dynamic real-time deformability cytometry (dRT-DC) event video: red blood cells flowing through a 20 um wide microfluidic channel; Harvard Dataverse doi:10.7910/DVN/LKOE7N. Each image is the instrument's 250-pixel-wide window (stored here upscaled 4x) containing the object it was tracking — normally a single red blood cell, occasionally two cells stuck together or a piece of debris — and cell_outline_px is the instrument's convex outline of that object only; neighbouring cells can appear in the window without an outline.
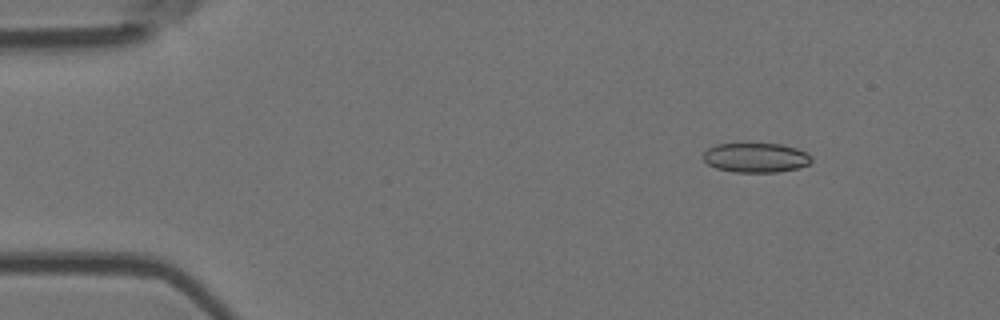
{"species": "Egyptian fruit bat (a non-hibernating species)", "species_latin": "Rousettus aegyptiacus", "temperature_condition": "room temperature", "stored_images_in_passage": 5, "camera_frame_rate_fps": 3000, "um_per_image_px": 0.085, "animal": {"sex": "female"}, "frame": {"image": 1, "passage_image": 1, "time_ms": 0.0, "image_size_px": [1000, 320], "cell_outline_px": [[812, 160], [808, 164], [800, 168], [776, 172], [732, 172], [716, 168], [708, 164], [700, 156], [708, 148], [716, 144], [744, 140], [784, 144], [808, 152], [812, 156]], "centroid_in_image_um": [64.22, 13.34], "position_along_channel_um": 20.8, "area_um2": 19.83}}
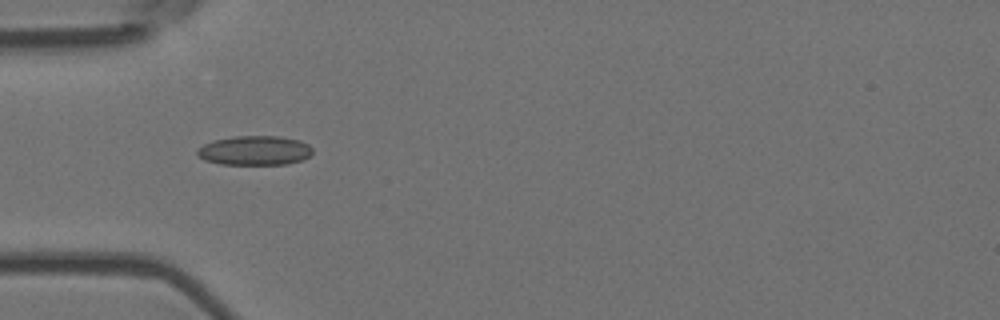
{"frame": {"image": 2, "passage_image": 4, "time_ms": 1.0, "image_size_px": [1000, 320], "cell_outline_px": [[312, 152], [308, 156], [300, 160], [284, 164], [220, 164], [204, 160], [196, 156], [196, 148], [212, 140], [232, 136], [280, 136], [300, 140], [308, 144], [312, 148]], "centroid_in_image_um": [21.58, 12.78], "position_along_channel_um": 63.4, "area_um2": 19.88}}
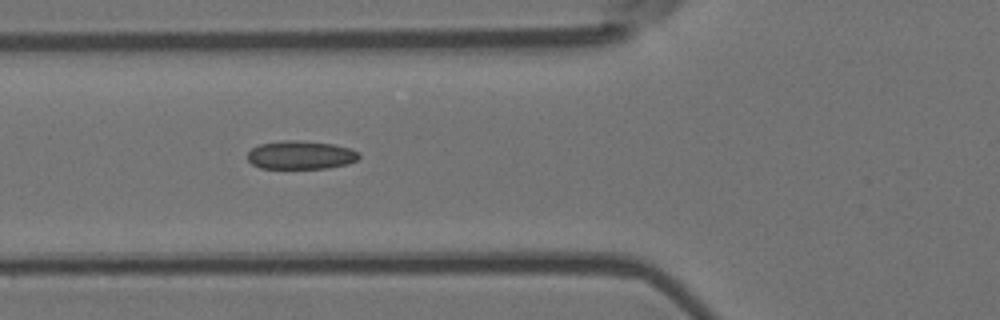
{"frame": {"image": 3, "passage_image": 5, "time_ms": 1.333, "image_size_px": [1000, 320], "cell_outline_px": [[360, 156], [356, 160], [348, 164], [328, 168], [260, 168], [252, 164], [248, 160], [248, 152], [252, 148], [260, 144], [284, 140], [296, 140], [332, 144], [352, 148], [360, 152]], "centroid_in_image_um": [25.58, 13.18], "position_along_channel_um": 100.2, "area_um2": 18.5}}